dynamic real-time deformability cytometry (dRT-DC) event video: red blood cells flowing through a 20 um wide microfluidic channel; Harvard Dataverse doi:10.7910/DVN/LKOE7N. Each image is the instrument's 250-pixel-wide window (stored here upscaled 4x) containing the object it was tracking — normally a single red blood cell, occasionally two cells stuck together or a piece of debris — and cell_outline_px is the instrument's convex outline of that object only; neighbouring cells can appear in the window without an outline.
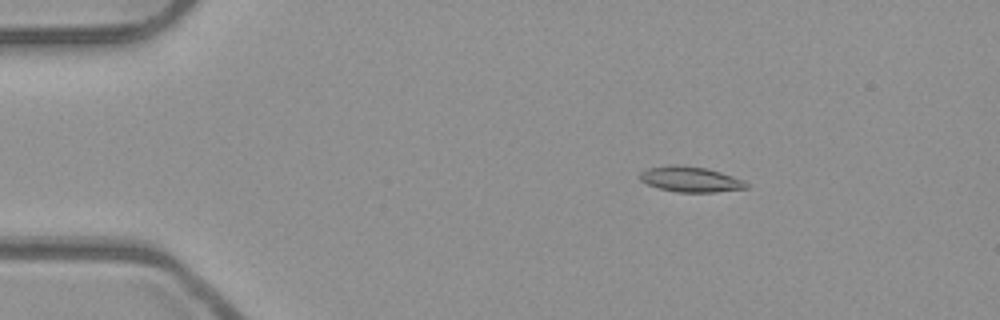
{"species": "common noctule bat (a hibernating species)", "species_latin": "Nyctalus noctula", "temperature_condition": "room temperature", "stored_images_in_passage": 5, "camera_frame_rate_fps": 3000, "um_per_image_px": 0.085, "animal": {"sex": "male", "body_mass_g": 23.1, "forearm_length_mm": 52.7}, "frame": {"image": 1, "passage_image": 3, "time_ms": 0.667, "image_size_px": [1000, 320], "cell_outline_px": [[748, 188], [712, 192], [676, 192], [660, 188], [648, 184], [640, 180], [640, 172], [648, 168], [676, 164], [680, 164], [708, 168], [744, 180], [748, 184]], "centroid_in_image_um": [58.7, 15.23], "position_along_channel_um": 26.3, "area_um2": 15.72}}